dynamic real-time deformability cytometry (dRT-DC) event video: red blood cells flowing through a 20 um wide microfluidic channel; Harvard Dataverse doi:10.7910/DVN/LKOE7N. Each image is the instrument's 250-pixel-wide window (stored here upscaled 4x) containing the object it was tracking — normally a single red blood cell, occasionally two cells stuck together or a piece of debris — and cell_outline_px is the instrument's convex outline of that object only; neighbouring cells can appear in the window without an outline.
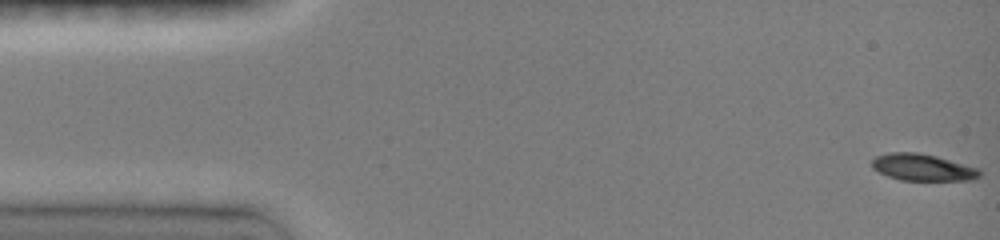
{"species": "common noctule bat (a hibernating species)", "species_latin": "Nyctalus noctula", "temperature_condition": "room temperature", "stored_images_in_passage": 47, "camera_frame_rate_fps": 3000, "um_per_image_px": 0.085, "animal": {"sex": "female", "body_mass_g": 19.0, "forearm_length_mm": 51.5}, "frame": {"image": 1, "passage_image": 1, "time_ms": 0.0, "image_size_px": [1000, 240], "cell_outline_px": [[980, 176], [972, 180], [900, 180], [888, 176], [872, 168], [872, 160], [876, 156], [888, 152], [916, 152], [936, 156], [976, 168], [980, 172]], "centroid_in_image_um": [78.37, 14.22], "position_along_channel_um": 6.6, "area_um2": 16.59}}
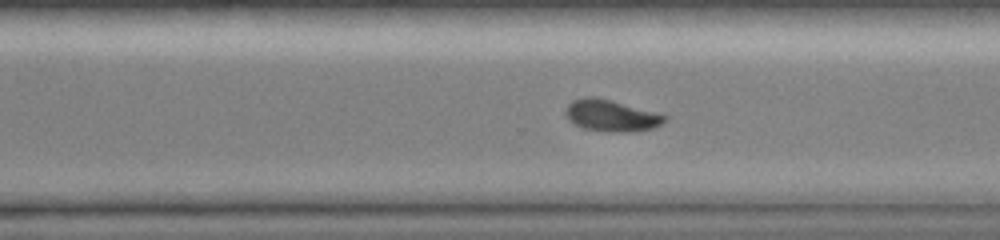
{"frame": {"image": 2, "passage_image": 33, "time_ms": 10.667, "image_size_px": [1000, 240], "cell_outline_px": [[668, 120], [652, 128], [620, 132], [612, 132], [584, 128], [568, 120], [564, 112], [568, 104], [572, 100], [584, 96], [592, 96], [612, 100], [660, 112], [668, 116]], "centroid_in_image_um": [51.97, 9.79], "position_along_channel_um": 318.6, "area_um2": 18.38}}
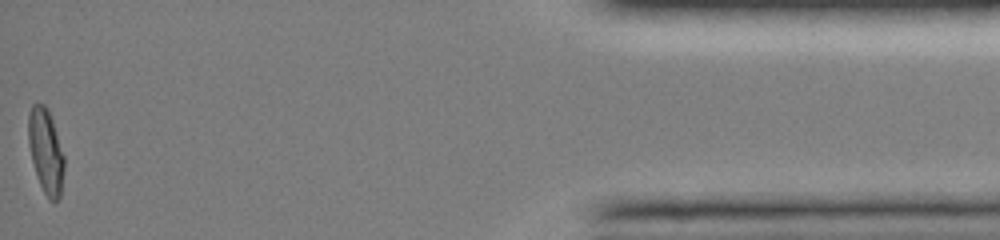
{"frame": {"image": 3, "passage_image": 47, "time_ms": 15.333, "image_size_px": [1000, 240], "cell_outline_px": [[64, 168], [60, 196], [56, 200], [48, 200], [40, 184], [32, 160], [28, 144], [28, 116], [32, 104], [36, 100], [44, 104], [52, 120], [64, 156]], "centroid_in_image_um": [3.88, 12.81], "position_along_channel_um": 431.3, "area_um2": 17.51}, "authors_computed_cell_mechanics": {"area_um2": 18.0336, "velocity_mm_per_s": 4.0971, "shape_relaxation_time_tau1_ms": 3.6156, "shape_relaxation_time_tau2_ms": 11.1727, "deformation_change_tau1": 0.154, "deformation_change_tau2": 0.1247}}